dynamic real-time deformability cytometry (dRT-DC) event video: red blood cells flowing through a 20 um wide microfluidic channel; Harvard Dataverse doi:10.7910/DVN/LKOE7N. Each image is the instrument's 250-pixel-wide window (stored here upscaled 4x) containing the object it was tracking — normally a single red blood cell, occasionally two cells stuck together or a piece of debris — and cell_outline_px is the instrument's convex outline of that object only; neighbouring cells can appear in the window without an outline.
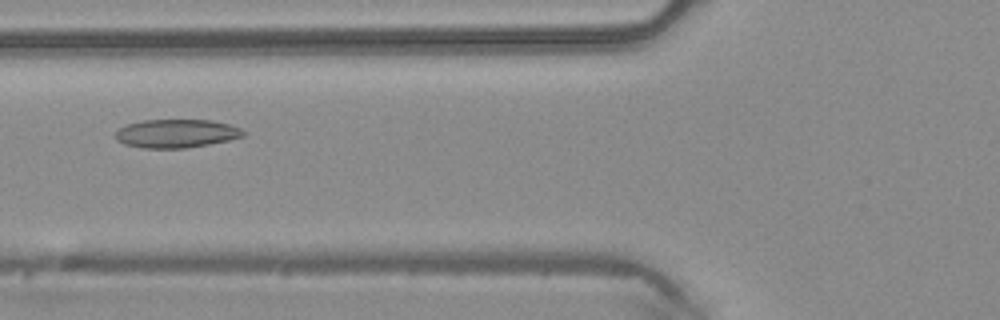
{"species": "common noctule bat (a hibernating species)", "species_latin": "Nyctalus noctula", "temperature_condition": "warm", "stored_images_in_passage": 36, "camera_frame_rate_fps": 3000, "um_per_image_px": 0.085, "animal": {"sex": "male", "body_mass_g": 20.4}, "frame": {"image": 1, "passage_image": 6, "time_ms": 1.667, "image_size_px": [1000, 320], "cell_outline_px": [[244, 136], [228, 140], [208, 144], [184, 148], [144, 148], [124, 144], [116, 140], [116, 132], [120, 128], [128, 124], [144, 120], [212, 120], [228, 124], [240, 128], [244, 132]], "centroid_in_image_um": [14.98, 11.34], "position_along_channel_um": 110.8, "area_um2": 20.98}}
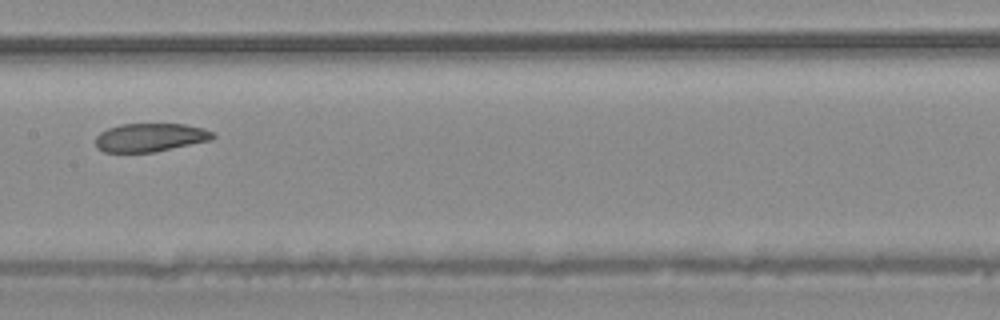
{"frame": {"image": 2, "passage_image": 12, "time_ms": 3.667, "image_size_px": [1000, 320], "cell_outline_px": [[216, 136], [212, 140], [152, 152], [104, 152], [96, 148], [96, 136], [100, 132], [108, 128], [120, 124], [184, 124], [204, 128], [212, 132]], "centroid_in_image_um": [12.76, 11.68], "position_along_channel_um": 194.6, "area_um2": 19.42}}
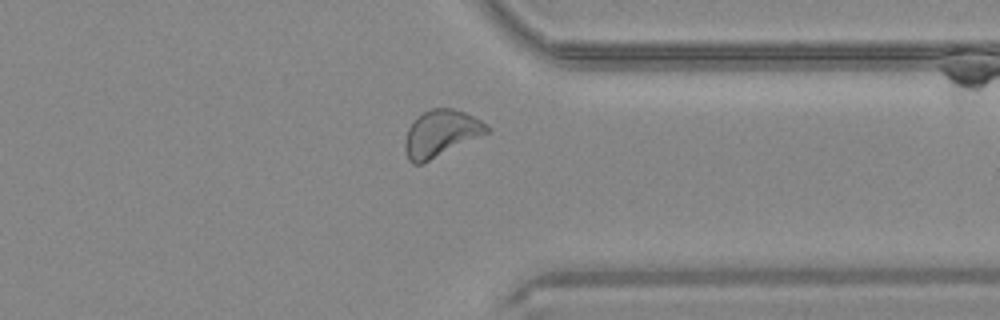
{"frame": {"image": 3, "passage_image": 25, "time_ms": 8.0, "image_size_px": [1000, 320], "cell_outline_px": [[492, 132], [424, 164], [412, 164], [408, 160], [404, 148], [404, 140], [408, 128], [424, 112], [432, 108], [452, 108], [464, 112], [488, 124], [492, 128]], "centroid_in_image_um": [37.52, 11.38], "position_along_channel_um": 373.9, "area_um2": 22.72}, "authors_computed_cell_mechanics": {"area_um2": 21.386, "velocity_mm_per_s": 4.1917, "shape_relaxation_time_tau1_ms": null, "shape_relaxation_time_tau2_ms": 6.6938, "deformation_change_tau1": null, "deformation_change_tau2": 0.1437}}